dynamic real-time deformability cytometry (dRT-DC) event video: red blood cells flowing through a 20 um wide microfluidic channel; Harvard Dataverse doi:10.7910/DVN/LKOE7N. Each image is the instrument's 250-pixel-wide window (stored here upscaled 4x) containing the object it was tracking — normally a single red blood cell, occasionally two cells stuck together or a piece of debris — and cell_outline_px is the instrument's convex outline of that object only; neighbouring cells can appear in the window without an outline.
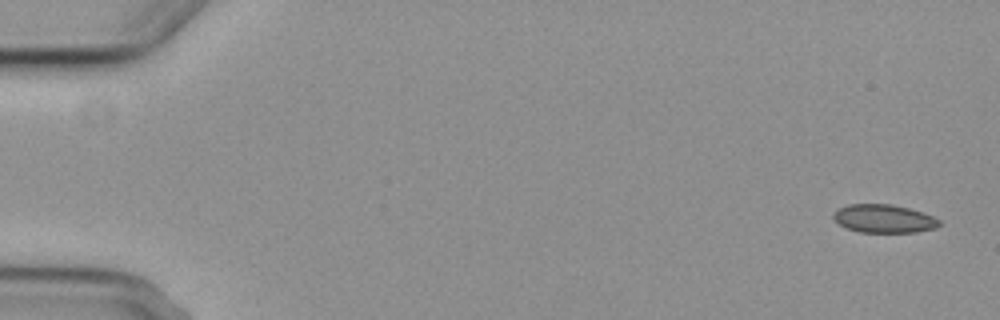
{"species": "common noctule bat (a hibernating species)", "species_latin": "Nyctalus noctula", "temperature_condition": "cold", "stored_images_in_passage": 5, "camera_frame_rate_fps": 3000, "um_per_image_px": 0.085, "animal": {"sex": "female", "body_mass_g": 29.2, "forearm_length_mm": 56.3}, "frame": {"image": 1, "passage_image": 1, "time_ms": 0.0, "image_size_px": [1000, 320], "cell_outline_px": [[940, 224], [936, 228], [916, 232], [860, 232], [848, 228], [840, 224], [832, 216], [840, 208], [848, 204], [888, 204], [908, 208], [932, 216], [940, 220]], "centroid_in_image_um": [75.15, 18.59], "position_along_channel_um": 9.9, "area_um2": 17.11}}
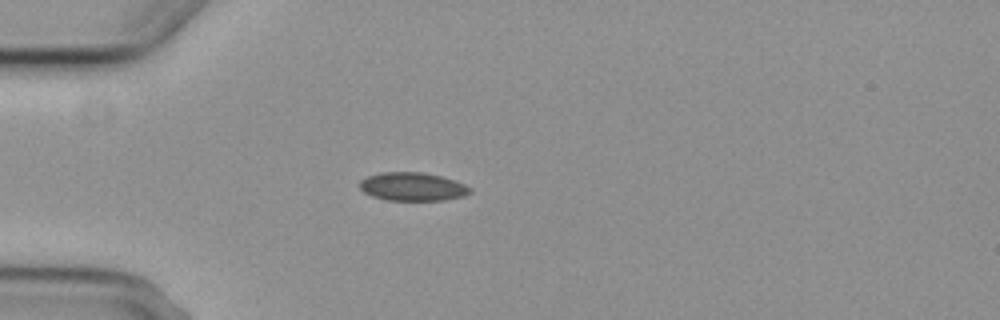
{"frame": {"image": 2, "passage_image": 5, "time_ms": 4.667, "image_size_px": [1000, 320], "cell_outline_px": [[472, 192], [464, 196], [444, 200], [388, 200], [372, 196], [364, 192], [360, 188], [360, 180], [368, 176], [380, 172], [424, 172], [440, 176], [464, 184], [472, 188]], "centroid_in_image_um": [35.07, 15.86], "position_along_channel_um": 49.9, "area_um2": 18.21}}